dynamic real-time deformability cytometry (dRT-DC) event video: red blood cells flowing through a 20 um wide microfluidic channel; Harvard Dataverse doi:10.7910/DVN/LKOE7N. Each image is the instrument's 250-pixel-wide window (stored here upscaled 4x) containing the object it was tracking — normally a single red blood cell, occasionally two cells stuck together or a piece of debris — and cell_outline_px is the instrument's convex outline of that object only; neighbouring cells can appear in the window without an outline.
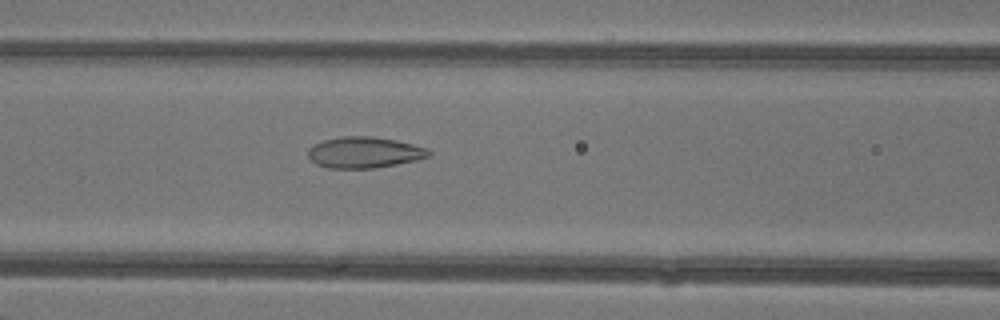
{"species": "common noctule bat (a hibernating species)", "species_latin": "Nyctalus noctula", "temperature_condition": "warm", "stored_images_in_passage": 37, "camera_frame_rate_fps": 3000, "um_per_image_px": 0.085, "animal": {"sex": "female"}, "frame": {"image": 1, "passage_image": 10, "time_ms": 3.0, "image_size_px": [1000, 320], "cell_outline_px": [[432, 156], [416, 160], [376, 168], [328, 168], [316, 164], [308, 156], [308, 148], [312, 144], [324, 140], [340, 136], [372, 136], [396, 140], [428, 148], [432, 152]], "centroid_in_image_um": [30.97, 12.95], "position_along_channel_um": 135.6, "area_um2": 22.08}}
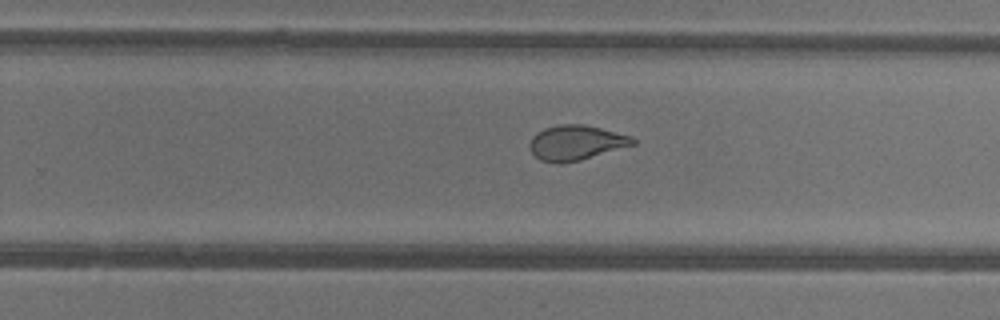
{"frame": {"image": 2, "passage_image": 20, "time_ms": 6.333, "image_size_px": [1000, 320], "cell_outline_px": [[636, 144], [580, 160], [560, 164], [556, 164], [540, 160], [528, 148], [528, 144], [532, 136], [536, 132], [544, 128], [560, 124], [584, 124], [632, 136], [636, 140]], "centroid_in_image_um": [48.93, 12.13], "position_along_channel_um": 280.9, "area_um2": 21.15}}
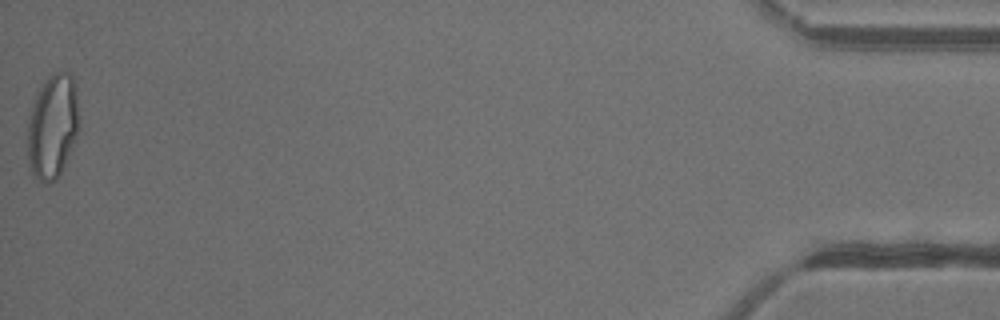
{"frame": {"image": 3, "passage_image": 37, "time_ms": 12.0, "image_size_px": [1000, 320], "cell_outline_px": [[80, 128], [60, 176], [56, 180], [48, 184], [44, 184], [32, 172], [28, 160], [28, 124], [32, 108], [36, 96], [40, 88], [48, 76], [52, 72], [68, 72], [72, 76], [76, 92]], "centroid_in_image_um": [4.49, 10.77], "position_along_channel_um": 430.7, "area_um2": 31.27}, "authors_computed_cell_mechanics": {"area_um2": 23.2356, "velocity_mm_per_s": 4.3635, "shape_relaxation_time_tau1_ms": null, "shape_relaxation_time_tau2_ms": 1.2293, "deformation_change_tau1": null, "deformation_change_tau2": 0.0793}}